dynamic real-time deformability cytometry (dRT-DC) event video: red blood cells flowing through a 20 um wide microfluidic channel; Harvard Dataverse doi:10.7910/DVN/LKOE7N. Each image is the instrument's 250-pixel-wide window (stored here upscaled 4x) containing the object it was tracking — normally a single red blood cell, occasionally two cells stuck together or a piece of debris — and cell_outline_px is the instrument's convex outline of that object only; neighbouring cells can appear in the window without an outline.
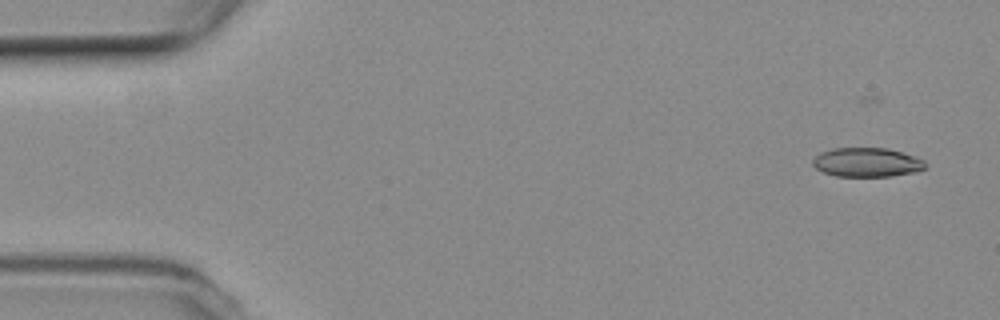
{"species": "common noctule bat (a hibernating species)", "species_latin": "Nyctalus noctula", "temperature_condition": "room temperature", "stored_images_in_passage": 51, "camera_frame_rate_fps": 3000, "um_per_image_px": 0.085, "animal": {"sex": "female", "body_mass_g": 19.3, "forearm_length_mm": 54.1}, "frame": {"image": 1, "passage_image": 3, "time_ms": 0.667, "image_size_px": [1000, 320], "cell_outline_px": [[924, 168], [912, 172], [892, 176], [836, 176], [824, 172], [816, 168], [812, 164], [812, 160], [820, 152], [832, 148], [888, 148], [924, 160]], "centroid_in_image_um": [73.62, 13.79], "position_along_channel_um": 11.4, "area_um2": 18.84}}
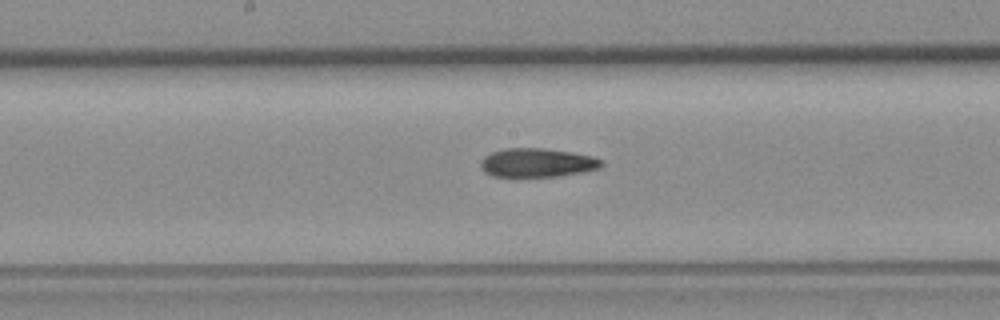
{"frame": {"image": 2, "passage_image": 28, "time_ms": 9.0, "image_size_px": [1000, 320], "cell_outline_px": [[604, 164], [600, 168], [584, 172], [560, 176], [492, 176], [484, 172], [480, 168], [480, 160], [484, 156], [492, 152], [504, 148], [540, 148], [572, 152], [592, 156], [604, 160]], "centroid_in_image_um": [45.67, 13.83], "position_along_channel_um": 202.5, "area_um2": 20.46}}
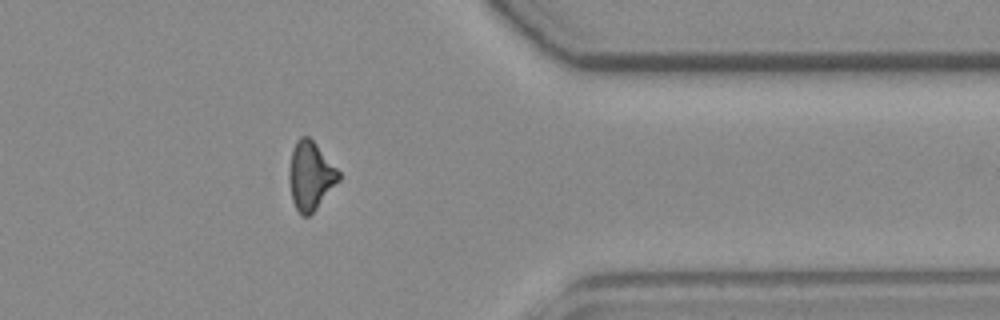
{"frame": {"image": 3, "passage_image": 44, "time_ms": 14.333, "image_size_px": [1000, 320], "cell_outline_px": [[340, 180], [316, 208], [308, 216], [300, 216], [292, 200], [288, 180], [288, 172], [292, 148], [296, 140], [300, 136], [308, 136], [316, 144], [340, 172]], "centroid_in_image_um": [26.36, 14.93], "position_along_channel_um": 385.0, "area_um2": 19.77}, "authors_computed_cell_mechanics": {"area_um2": 20.3456, "velocity_mm_per_s": 3.7428, "shape_relaxation_time_tau1_ms": null, "shape_relaxation_time_tau2_ms": 9.0949, "deformation_change_tau1": null, "deformation_change_tau2": 0.1986}}